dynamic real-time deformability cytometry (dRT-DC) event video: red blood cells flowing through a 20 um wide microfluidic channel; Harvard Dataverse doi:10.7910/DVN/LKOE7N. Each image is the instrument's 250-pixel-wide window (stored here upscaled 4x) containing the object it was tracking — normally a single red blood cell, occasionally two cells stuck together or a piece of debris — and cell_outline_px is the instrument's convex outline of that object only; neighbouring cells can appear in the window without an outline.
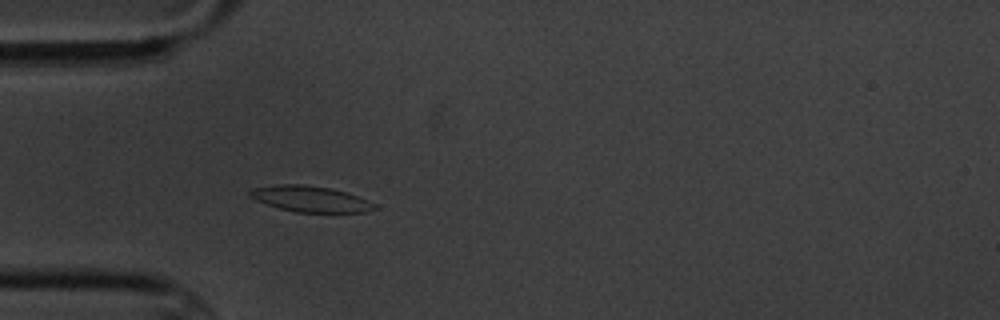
{"species": "common noctule bat (a hibernating species)", "species_latin": "Nyctalus noctula", "temperature_condition": "cold", "stored_images_in_passage": 5, "camera_frame_rate_fps": 3000, "um_per_image_px": 0.085, "animal": {"sex": "male", "body_mass_g": 20.1, "forearm_length_mm": 53.5}, "frame": {"image": 1, "passage_image": 5, "time_ms": 4.667, "image_size_px": [1000, 320], "cell_outline_px": [[376, 208], [364, 212], [296, 212], [280, 208], [256, 200], [248, 196], [248, 192], [252, 188], [276, 184], [300, 184], [328, 188], [348, 192], [368, 200], [376, 204]], "centroid_in_image_um": [26.37, 16.9], "position_along_channel_um": 58.6, "area_um2": 18.73}}